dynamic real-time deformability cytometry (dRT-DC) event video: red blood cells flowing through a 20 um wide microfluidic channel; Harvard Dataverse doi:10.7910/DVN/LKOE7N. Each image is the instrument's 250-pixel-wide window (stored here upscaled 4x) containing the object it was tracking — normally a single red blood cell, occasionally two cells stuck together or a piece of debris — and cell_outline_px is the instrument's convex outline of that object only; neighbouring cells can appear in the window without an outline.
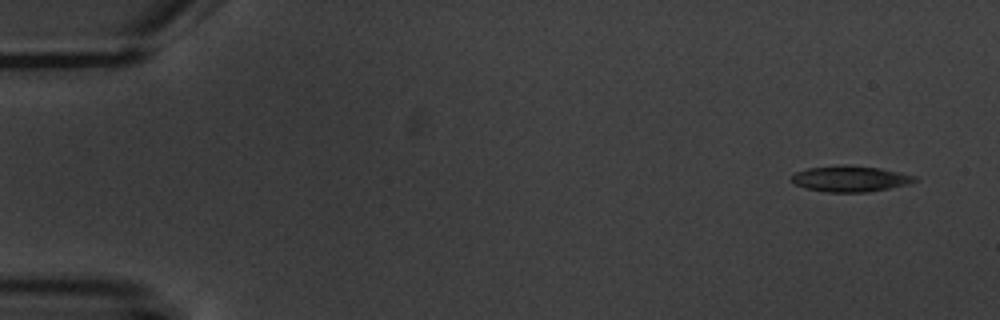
{"species": "common noctule bat (a hibernating species)", "species_latin": "Nyctalus noctula", "temperature_condition": "warm", "stored_images_in_passage": 4, "camera_frame_rate_fps": 3000, "um_per_image_px": 0.085, "animal": {"sex": "male", "body_mass_g": 20.1, "forearm_length_mm": 53.5}, "frame": {"image": 1, "passage_image": 1, "time_ms": 0.0, "image_size_px": [1000, 320], "cell_outline_px": [[920, 180], [908, 184], [868, 192], [824, 192], [808, 188], [796, 184], [788, 180], [796, 172], [808, 168], [840, 164], [848, 164], [880, 168], [916, 176]], "centroid_in_image_um": [72.27, 15.18], "position_along_channel_um": 12.7, "area_um2": 18.73}}
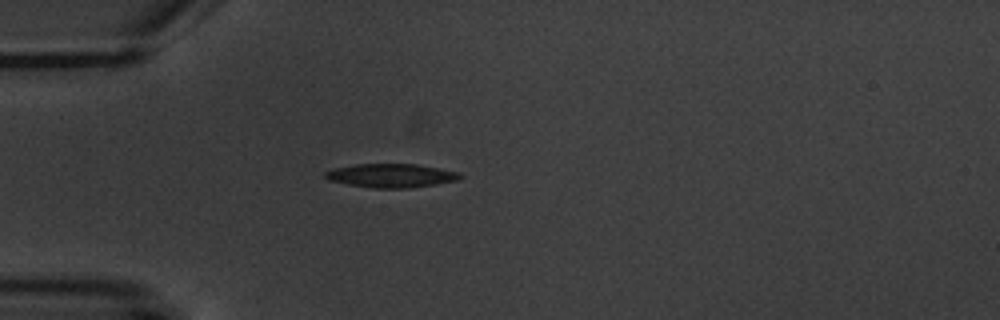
{"frame": {"image": 2, "passage_image": 4, "time_ms": 4.333, "image_size_px": [1000, 320], "cell_outline_px": [[464, 176], [460, 180], [436, 184], [408, 188], [372, 188], [348, 184], [328, 180], [324, 176], [324, 172], [332, 168], [356, 164], [416, 164], [440, 168], [460, 172]], "centroid_in_image_um": [33.27, 14.92], "position_along_channel_um": 51.7, "area_um2": 18.84}}